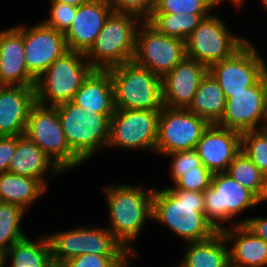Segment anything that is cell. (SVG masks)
I'll return each instance as SVG.
<instances>
[{
	"instance_id": "9a60e30c",
	"label": "cell",
	"mask_w": 267,
	"mask_h": 267,
	"mask_svg": "<svg viewBox=\"0 0 267 267\" xmlns=\"http://www.w3.org/2000/svg\"><path fill=\"white\" fill-rule=\"evenodd\" d=\"M249 40L231 57L212 64L208 71L217 80L225 98L254 85L265 74V59Z\"/></svg>"
},
{
	"instance_id": "d6a6232c",
	"label": "cell",
	"mask_w": 267,
	"mask_h": 267,
	"mask_svg": "<svg viewBox=\"0 0 267 267\" xmlns=\"http://www.w3.org/2000/svg\"><path fill=\"white\" fill-rule=\"evenodd\" d=\"M214 8L212 0H157L152 13H211Z\"/></svg>"
},
{
	"instance_id": "e575fe53",
	"label": "cell",
	"mask_w": 267,
	"mask_h": 267,
	"mask_svg": "<svg viewBox=\"0 0 267 267\" xmlns=\"http://www.w3.org/2000/svg\"><path fill=\"white\" fill-rule=\"evenodd\" d=\"M50 4V16L42 22L50 28L65 33L76 16L77 7L59 2H50Z\"/></svg>"
},
{
	"instance_id": "c3c4849f",
	"label": "cell",
	"mask_w": 267,
	"mask_h": 267,
	"mask_svg": "<svg viewBox=\"0 0 267 267\" xmlns=\"http://www.w3.org/2000/svg\"><path fill=\"white\" fill-rule=\"evenodd\" d=\"M265 184H267V175L265 176Z\"/></svg>"
},
{
	"instance_id": "8fae6325",
	"label": "cell",
	"mask_w": 267,
	"mask_h": 267,
	"mask_svg": "<svg viewBox=\"0 0 267 267\" xmlns=\"http://www.w3.org/2000/svg\"><path fill=\"white\" fill-rule=\"evenodd\" d=\"M160 110L115 109L110 118L107 148L128 151L151 150L155 153Z\"/></svg>"
},
{
	"instance_id": "74e56055",
	"label": "cell",
	"mask_w": 267,
	"mask_h": 267,
	"mask_svg": "<svg viewBox=\"0 0 267 267\" xmlns=\"http://www.w3.org/2000/svg\"><path fill=\"white\" fill-rule=\"evenodd\" d=\"M113 11L128 12L146 20L153 12L157 0H108Z\"/></svg>"
},
{
	"instance_id": "5bb4252c",
	"label": "cell",
	"mask_w": 267,
	"mask_h": 267,
	"mask_svg": "<svg viewBox=\"0 0 267 267\" xmlns=\"http://www.w3.org/2000/svg\"><path fill=\"white\" fill-rule=\"evenodd\" d=\"M267 123V77L265 74L252 86L239 93H230L225 110L216 124L244 133L264 129ZM261 124V126H260Z\"/></svg>"
},
{
	"instance_id": "f546056e",
	"label": "cell",
	"mask_w": 267,
	"mask_h": 267,
	"mask_svg": "<svg viewBox=\"0 0 267 267\" xmlns=\"http://www.w3.org/2000/svg\"><path fill=\"white\" fill-rule=\"evenodd\" d=\"M226 173L262 201L266 191L265 176L242 151L230 163Z\"/></svg>"
},
{
	"instance_id": "7402d4cb",
	"label": "cell",
	"mask_w": 267,
	"mask_h": 267,
	"mask_svg": "<svg viewBox=\"0 0 267 267\" xmlns=\"http://www.w3.org/2000/svg\"><path fill=\"white\" fill-rule=\"evenodd\" d=\"M229 248L230 267H266L267 242L244 224L221 230Z\"/></svg>"
},
{
	"instance_id": "f1b7e54d",
	"label": "cell",
	"mask_w": 267,
	"mask_h": 267,
	"mask_svg": "<svg viewBox=\"0 0 267 267\" xmlns=\"http://www.w3.org/2000/svg\"><path fill=\"white\" fill-rule=\"evenodd\" d=\"M211 13H152L146 21L161 34L185 41Z\"/></svg>"
},
{
	"instance_id": "d6986e66",
	"label": "cell",
	"mask_w": 267,
	"mask_h": 267,
	"mask_svg": "<svg viewBox=\"0 0 267 267\" xmlns=\"http://www.w3.org/2000/svg\"><path fill=\"white\" fill-rule=\"evenodd\" d=\"M112 11L108 0H88L77 7L76 16L64 33L67 49L86 53Z\"/></svg>"
},
{
	"instance_id": "f35d334b",
	"label": "cell",
	"mask_w": 267,
	"mask_h": 267,
	"mask_svg": "<svg viewBox=\"0 0 267 267\" xmlns=\"http://www.w3.org/2000/svg\"><path fill=\"white\" fill-rule=\"evenodd\" d=\"M16 148L17 136H0V174L8 172Z\"/></svg>"
},
{
	"instance_id": "4fadbf2b",
	"label": "cell",
	"mask_w": 267,
	"mask_h": 267,
	"mask_svg": "<svg viewBox=\"0 0 267 267\" xmlns=\"http://www.w3.org/2000/svg\"><path fill=\"white\" fill-rule=\"evenodd\" d=\"M210 124L188 109L163 107L159 114L155 152L161 155L196 149Z\"/></svg>"
},
{
	"instance_id": "4dcf8cb0",
	"label": "cell",
	"mask_w": 267,
	"mask_h": 267,
	"mask_svg": "<svg viewBox=\"0 0 267 267\" xmlns=\"http://www.w3.org/2000/svg\"><path fill=\"white\" fill-rule=\"evenodd\" d=\"M26 210L18 205L0 204V256H2L13 244L26 237L22 231L21 220Z\"/></svg>"
},
{
	"instance_id": "9c48e42d",
	"label": "cell",
	"mask_w": 267,
	"mask_h": 267,
	"mask_svg": "<svg viewBox=\"0 0 267 267\" xmlns=\"http://www.w3.org/2000/svg\"><path fill=\"white\" fill-rule=\"evenodd\" d=\"M228 27L214 13L205 17L185 40L186 57L199 61L208 68L231 57L248 39L231 33Z\"/></svg>"
},
{
	"instance_id": "52a82bcc",
	"label": "cell",
	"mask_w": 267,
	"mask_h": 267,
	"mask_svg": "<svg viewBox=\"0 0 267 267\" xmlns=\"http://www.w3.org/2000/svg\"><path fill=\"white\" fill-rule=\"evenodd\" d=\"M203 197L206 218L218 231L226 228L228 221L231 224L229 226L239 225V219L235 221V217L250 208L262 205L251 191L226 172L212 174L210 186L203 192Z\"/></svg>"
},
{
	"instance_id": "e0dca14e",
	"label": "cell",
	"mask_w": 267,
	"mask_h": 267,
	"mask_svg": "<svg viewBox=\"0 0 267 267\" xmlns=\"http://www.w3.org/2000/svg\"><path fill=\"white\" fill-rule=\"evenodd\" d=\"M207 72V66L185 57L161 78L164 107L187 109Z\"/></svg>"
},
{
	"instance_id": "7a4b0ae2",
	"label": "cell",
	"mask_w": 267,
	"mask_h": 267,
	"mask_svg": "<svg viewBox=\"0 0 267 267\" xmlns=\"http://www.w3.org/2000/svg\"><path fill=\"white\" fill-rule=\"evenodd\" d=\"M114 237L129 253H136L134 242L147 221H152L154 188L142 185L115 184L102 186Z\"/></svg>"
},
{
	"instance_id": "4316f807",
	"label": "cell",
	"mask_w": 267,
	"mask_h": 267,
	"mask_svg": "<svg viewBox=\"0 0 267 267\" xmlns=\"http://www.w3.org/2000/svg\"><path fill=\"white\" fill-rule=\"evenodd\" d=\"M226 98L217 80L208 71L187 108L209 124H217L225 110Z\"/></svg>"
},
{
	"instance_id": "1f68e13d",
	"label": "cell",
	"mask_w": 267,
	"mask_h": 267,
	"mask_svg": "<svg viewBox=\"0 0 267 267\" xmlns=\"http://www.w3.org/2000/svg\"><path fill=\"white\" fill-rule=\"evenodd\" d=\"M241 151L253 164L267 175V131L257 129L241 134Z\"/></svg>"
},
{
	"instance_id": "cb8c5ba5",
	"label": "cell",
	"mask_w": 267,
	"mask_h": 267,
	"mask_svg": "<svg viewBox=\"0 0 267 267\" xmlns=\"http://www.w3.org/2000/svg\"><path fill=\"white\" fill-rule=\"evenodd\" d=\"M72 102L87 113L115 112L113 83L108 70H93L75 93Z\"/></svg>"
},
{
	"instance_id": "7c38bea8",
	"label": "cell",
	"mask_w": 267,
	"mask_h": 267,
	"mask_svg": "<svg viewBox=\"0 0 267 267\" xmlns=\"http://www.w3.org/2000/svg\"><path fill=\"white\" fill-rule=\"evenodd\" d=\"M186 57L185 41L158 32L146 20L139 25L133 61L163 77Z\"/></svg>"
},
{
	"instance_id": "484cf974",
	"label": "cell",
	"mask_w": 267,
	"mask_h": 267,
	"mask_svg": "<svg viewBox=\"0 0 267 267\" xmlns=\"http://www.w3.org/2000/svg\"><path fill=\"white\" fill-rule=\"evenodd\" d=\"M51 260V246L46 234L35 241L26 236L1 256L0 267H7V261H11L9 267H46Z\"/></svg>"
},
{
	"instance_id": "5b68a950",
	"label": "cell",
	"mask_w": 267,
	"mask_h": 267,
	"mask_svg": "<svg viewBox=\"0 0 267 267\" xmlns=\"http://www.w3.org/2000/svg\"><path fill=\"white\" fill-rule=\"evenodd\" d=\"M93 70L85 53L68 50L36 79V103L56 107L72 101Z\"/></svg>"
},
{
	"instance_id": "603a6c76",
	"label": "cell",
	"mask_w": 267,
	"mask_h": 267,
	"mask_svg": "<svg viewBox=\"0 0 267 267\" xmlns=\"http://www.w3.org/2000/svg\"><path fill=\"white\" fill-rule=\"evenodd\" d=\"M8 172L39 180L47 189L48 176L55 177L63 171L25 135L17 136V148ZM47 178V179H46Z\"/></svg>"
},
{
	"instance_id": "30bf717a",
	"label": "cell",
	"mask_w": 267,
	"mask_h": 267,
	"mask_svg": "<svg viewBox=\"0 0 267 267\" xmlns=\"http://www.w3.org/2000/svg\"><path fill=\"white\" fill-rule=\"evenodd\" d=\"M46 235L51 246L52 259L56 261L66 262L83 254H130L106 227L79 225Z\"/></svg>"
},
{
	"instance_id": "ee69618b",
	"label": "cell",
	"mask_w": 267,
	"mask_h": 267,
	"mask_svg": "<svg viewBox=\"0 0 267 267\" xmlns=\"http://www.w3.org/2000/svg\"><path fill=\"white\" fill-rule=\"evenodd\" d=\"M46 267H67L65 262L51 260Z\"/></svg>"
},
{
	"instance_id": "7bdbcfd3",
	"label": "cell",
	"mask_w": 267,
	"mask_h": 267,
	"mask_svg": "<svg viewBox=\"0 0 267 267\" xmlns=\"http://www.w3.org/2000/svg\"><path fill=\"white\" fill-rule=\"evenodd\" d=\"M136 256H138L137 253H130V254H128L116 267H131L130 266L131 265L130 264L131 263L130 260L133 259V257L135 259ZM129 258H130V260H129Z\"/></svg>"
},
{
	"instance_id": "8d00e7d4",
	"label": "cell",
	"mask_w": 267,
	"mask_h": 267,
	"mask_svg": "<svg viewBox=\"0 0 267 267\" xmlns=\"http://www.w3.org/2000/svg\"><path fill=\"white\" fill-rule=\"evenodd\" d=\"M127 255L83 254L65 262L67 267H116Z\"/></svg>"
},
{
	"instance_id": "7dc6e473",
	"label": "cell",
	"mask_w": 267,
	"mask_h": 267,
	"mask_svg": "<svg viewBox=\"0 0 267 267\" xmlns=\"http://www.w3.org/2000/svg\"><path fill=\"white\" fill-rule=\"evenodd\" d=\"M265 76L267 77V62L265 61Z\"/></svg>"
},
{
	"instance_id": "8992f818",
	"label": "cell",
	"mask_w": 267,
	"mask_h": 267,
	"mask_svg": "<svg viewBox=\"0 0 267 267\" xmlns=\"http://www.w3.org/2000/svg\"><path fill=\"white\" fill-rule=\"evenodd\" d=\"M69 148L85 163L96 151L107 148L113 114L87 113L69 101L56 106Z\"/></svg>"
},
{
	"instance_id": "d4e9b609",
	"label": "cell",
	"mask_w": 267,
	"mask_h": 267,
	"mask_svg": "<svg viewBox=\"0 0 267 267\" xmlns=\"http://www.w3.org/2000/svg\"><path fill=\"white\" fill-rule=\"evenodd\" d=\"M185 245L184 258L176 267H230L229 248L221 231L206 240Z\"/></svg>"
},
{
	"instance_id": "83f0119b",
	"label": "cell",
	"mask_w": 267,
	"mask_h": 267,
	"mask_svg": "<svg viewBox=\"0 0 267 267\" xmlns=\"http://www.w3.org/2000/svg\"><path fill=\"white\" fill-rule=\"evenodd\" d=\"M47 188L37 179L4 172L0 174V200L29 209Z\"/></svg>"
},
{
	"instance_id": "ab89813d",
	"label": "cell",
	"mask_w": 267,
	"mask_h": 267,
	"mask_svg": "<svg viewBox=\"0 0 267 267\" xmlns=\"http://www.w3.org/2000/svg\"><path fill=\"white\" fill-rule=\"evenodd\" d=\"M239 224H244L256 236L267 242V217L265 216H251L247 219L239 220Z\"/></svg>"
},
{
	"instance_id": "b9f144b4",
	"label": "cell",
	"mask_w": 267,
	"mask_h": 267,
	"mask_svg": "<svg viewBox=\"0 0 267 267\" xmlns=\"http://www.w3.org/2000/svg\"><path fill=\"white\" fill-rule=\"evenodd\" d=\"M88 0H50L49 2H59L69 4L74 7H79L80 5L86 3Z\"/></svg>"
},
{
	"instance_id": "f6af8a7d",
	"label": "cell",
	"mask_w": 267,
	"mask_h": 267,
	"mask_svg": "<svg viewBox=\"0 0 267 267\" xmlns=\"http://www.w3.org/2000/svg\"><path fill=\"white\" fill-rule=\"evenodd\" d=\"M259 2H261L262 8L267 10V0H259Z\"/></svg>"
},
{
	"instance_id": "836d02e7",
	"label": "cell",
	"mask_w": 267,
	"mask_h": 267,
	"mask_svg": "<svg viewBox=\"0 0 267 267\" xmlns=\"http://www.w3.org/2000/svg\"><path fill=\"white\" fill-rule=\"evenodd\" d=\"M164 156L171 158L169 173L173 184L180 178V171L208 170L202 164L196 149L177 151Z\"/></svg>"
},
{
	"instance_id": "ffe728a7",
	"label": "cell",
	"mask_w": 267,
	"mask_h": 267,
	"mask_svg": "<svg viewBox=\"0 0 267 267\" xmlns=\"http://www.w3.org/2000/svg\"><path fill=\"white\" fill-rule=\"evenodd\" d=\"M0 85H36L25 64L23 24L0 29Z\"/></svg>"
},
{
	"instance_id": "ac0fdd59",
	"label": "cell",
	"mask_w": 267,
	"mask_h": 267,
	"mask_svg": "<svg viewBox=\"0 0 267 267\" xmlns=\"http://www.w3.org/2000/svg\"><path fill=\"white\" fill-rule=\"evenodd\" d=\"M196 151L202 164L212 174L226 172L241 152V133L210 124L198 141Z\"/></svg>"
},
{
	"instance_id": "ba28073f",
	"label": "cell",
	"mask_w": 267,
	"mask_h": 267,
	"mask_svg": "<svg viewBox=\"0 0 267 267\" xmlns=\"http://www.w3.org/2000/svg\"><path fill=\"white\" fill-rule=\"evenodd\" d=\"M24 135L33 141L65 173L84 163L68 146L56 107L35 103Z\"/></svg>"
},
{
	"instance_id": "44dd1931",
	"label": "cell",
	"mask_w": 267,
	"mask_h": 267,
	"mask_svg": "<svg viewBox=\"0 0 267 267\" xmlns=\"http://www.w3.org/2000/svg\"><path fill=\"white\" fill-rule=\"evenodd\" d=\"M35 103V86L0 85V136L24 135Z\"/></svg>"
},
{
	"instance_id": "6da1fadb",
	"label": "cell",
	"mask_w": 267,
	"mask_h": 267,
	"mask_svg": "<svg viewBox=\"0 0 267 267\" xmlns=\"http://www.w3.org/2000/svg\"><path fill=\"white\" fill-rule=\"evenodd\" d=\"M152 220L186 243L206 240L218 232L206 218L203 192L174 186L154 189Z\"/></svg>"
},
{
	"instance_id": "bcb514c9",
	"label": "cell",
	"mask_w": 267,
	"mask_h": 267,
	"mask_svg": "<svg viewBox=\"0 0 267 267\" xmlns=\"http://www.w3.org/2000/svg\"><path fill=\"white\" fill-rule=\"evenodd\" d=\"M265 185H266V191H265V195H264V197H263L261 203H265V202H267V184H265Z\"/></svg>"
},
{
	"instance_id": "3957f363",
	"label": "cell",
	"mask_w": 267,
	"mask_h": 267,
	"mask_svg": "<svg viewBox=\"0 0 267 267\" xmlns=\"http://www.w3.org/2000/svg\"><path fill=\"white\" fill-rule=\"evenodd\" d=\"M143 19L132 13L112 11L85 56L94 70H108L133 61L136 35Z\"/></svg>"
},
{
	"instance_id": "60d3db41",
	"label": "cell",
	"mask_w": 267,
	"mask_h": 267,
	"mask_svg": "<svg viewBox=\"0 0 267 267\" xmlns=\"http://www.w3.org/2000/svg\"><path fill=\"white\" fill-rule=\"evenodd\" d=\"M225 1L226 0H212V2L216 7L221 6V4ZM227 1L231 2L232 5L235 6L236 8L242 7L243 4L245 5V2H247V0H227Z\"/></svg>"
},
{
	"instance_id": "681fc988",
	"label": "cell",
	"mask_w": 267,
	"mask_h": 267,
	"mask_svg": "<svg viewBox=\"0 0 267 267\" xmlns=\"http://www.w3.org/2000/svg\"><path fill=\"white\" fill-rule=\"evenodd\" d=\"M264 129L267 131V123H266V125L264 126Z\"/></svg>"
},
{
	"instance_id": "d590c367",
	"label": "cell",
	"mask_w": 267,
	"mask_h": 267,
	"mask_svg": "<svg viewBox=\"0 0 267 267\" xmlns=\"http://www.w3.org/2000/svg\"><path fill=\"white\" fill-rule=\"evenodd\" d=\"M211 177L209 170L180 171V178L173 185L181 190L204 192L210 186Z\"/></svg>"
},
{
	"instance_id": "2e32d148",
	"label": "cell",
	"mask_w": 267,
	"mask_h": 267,
	"mask_svg": "<svg viewBox=\"0 0 267 267\" xmlns=\"http://www.w3.org/2000/svg\"><path fill=\"white\" fill-rule=\"evenodd\" d=\"M24 57L28 72L37 79L57 58L68 51L63 32L46 26L23 25Z\"/></svg>"
},
{
	"instance_id": "277c9868",
	"label": "cell",
	"mask_w": 267,
	"mask_h": 267,
	"mask_svg": "<svg viewBox=\"0 0 267 267\" xmlns=\"http://www.w3.org/2000/svg\"><path fill=\"white\" fill-rule=\"evenodd\" d=\"M113 83L115 109L161 110L162 81L156 73L134 61L108 69Z\"/></svg>"
}]
</instances>
